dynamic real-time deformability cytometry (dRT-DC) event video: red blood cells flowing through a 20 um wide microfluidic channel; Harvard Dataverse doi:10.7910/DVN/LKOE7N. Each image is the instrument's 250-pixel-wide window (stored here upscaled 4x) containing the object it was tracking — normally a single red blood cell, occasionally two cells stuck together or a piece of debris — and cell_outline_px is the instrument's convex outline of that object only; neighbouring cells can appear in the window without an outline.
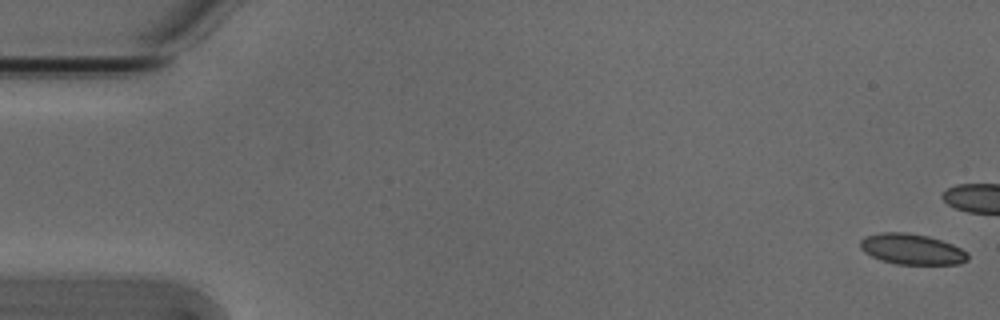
{"species": "Egyptian fruit bat (a non-hibernating species)", "species_latin": "Rousettus aegyptiacus", "temperature_condition": "cold", "stored_images_in_passage": 42, "camera_frame_rate_fps": 3000, "um_per_image_px": 0.085, "animal": {"sex": "male"}, "frame": {"image": 1, "passage_image": 1, "time_ms": 0.0, "image_size_px": [1000, 320], "cell_outline_px": [[968, 260], [960, 264], [896, 264], [880, 260], [864, 252], [860, 248], [860, 240], [864, 236], [880, 232], [904, 232], [928, 236], [952, 244], [968, 252]], "centroid_in_image_um": [77.49, 21.18], "position_along_channel_um": 7.5, "area_um2": 19.31}}
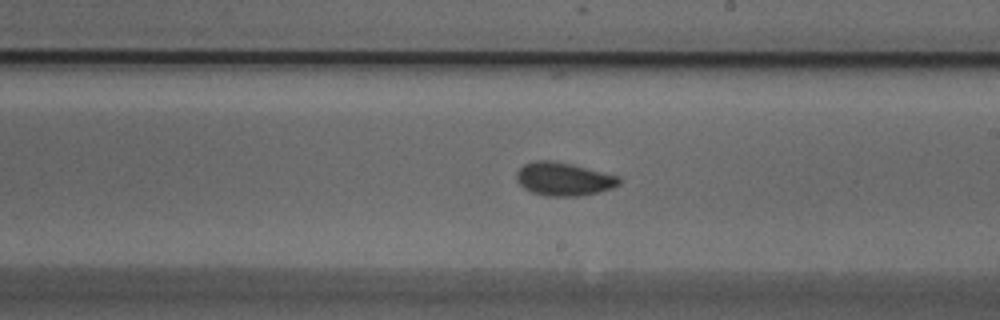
{"frame": {"image": 2, "passage_image": 31, "time_ms": 10.0, "image_size_px": [1000, 320], "cell_outline_px": [[620, 184], [612, 188], [580, 196], [548, 196], [532, 192], [524, 188], [516, 180], [516, 172], [524, 164], [536, 160], [552, 160], [616, 176], [620, 180]], "centroid_in_image_um": [47.85, 15.23], "position_along_channel_um": 241.2, "area_um2": 19.42}}
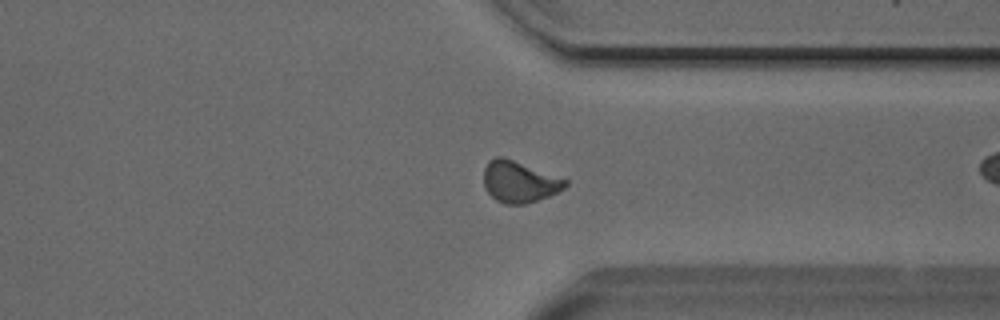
{"frame": {"image": 3, "passage_image": 41, "time_ms": 13.333, "image_size_px": [1000, 320], "cell_outline_px": [[568, 184], [564, 188], [548, 196], [524, 204], [504, 204], [496, 200], [484, 188], [484, 168], [488, 160], [496, 156], [504, 156], [568, 180]], "centroid_in_image_um": [44.11, 15.43], "position_along_channel_um": 367.3, "area_um2": 19.65}}